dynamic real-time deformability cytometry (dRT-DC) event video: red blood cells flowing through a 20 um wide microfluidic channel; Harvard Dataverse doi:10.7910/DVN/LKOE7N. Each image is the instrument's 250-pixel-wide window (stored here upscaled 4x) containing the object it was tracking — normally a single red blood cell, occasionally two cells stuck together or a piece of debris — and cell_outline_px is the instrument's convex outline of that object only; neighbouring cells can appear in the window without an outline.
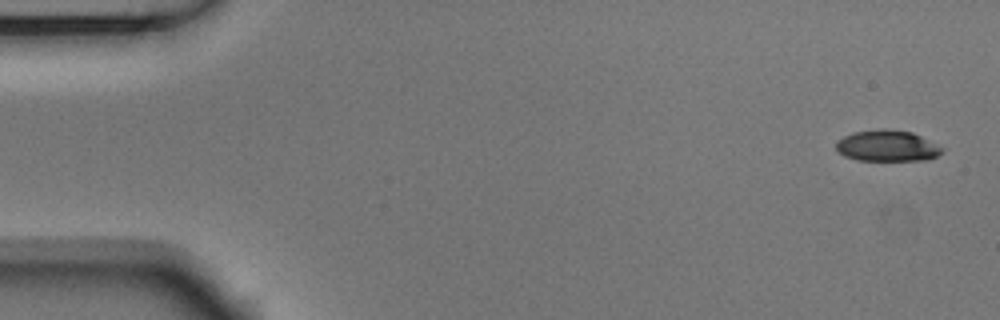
{"species": "Egyptian fruit bat (a non-hibernating species)", "species_latin": "Rousettus aegyptiacus", "temperature_condition": "room temperature", "stored_images_in_passage": 14, "camera_frame_rate_fps": 3000, "um_per_image_px": 0.085, "animal": {"sex": "male"}, "frame": {"image": 1, "passage_image": 1, "time_ms": 0.0, "image_size_px": [1000, 320], "cell_outline_px": [[944, 148], [936, 156], [928, 160], [856, 160], [844, 156], [836, 148], [836, 140], [852, 132], [880, 128], [888, 128], [912, 132]], "centroid_in_image_um": [75.37, 12.38], "position_along_channel_um": 9.6, "area_um2": 19.31}}
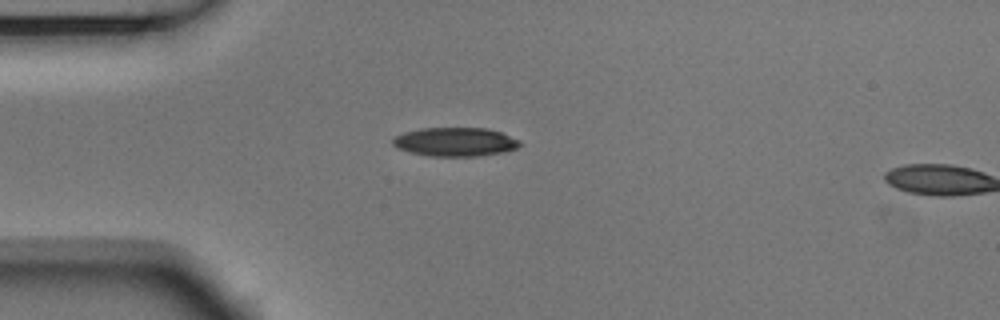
{"frame": {"image": 2, "passage_image": 13, "time_ms": 4.0, "image_size_px": [1000, 320], "cell_outline_px": [[520, 144], [516, 148], [500, 152], [476, 156], [428, 156], [396, 148], [392, 144], [392, 140], [396, 136], [404, 132], [420, 128], [488, 128], [500, 132], [520, 140]], "centroid_in_image_um": [38.65, 12.05], "position_along_channel_um": 46.3, "area_um2": 21.15}}